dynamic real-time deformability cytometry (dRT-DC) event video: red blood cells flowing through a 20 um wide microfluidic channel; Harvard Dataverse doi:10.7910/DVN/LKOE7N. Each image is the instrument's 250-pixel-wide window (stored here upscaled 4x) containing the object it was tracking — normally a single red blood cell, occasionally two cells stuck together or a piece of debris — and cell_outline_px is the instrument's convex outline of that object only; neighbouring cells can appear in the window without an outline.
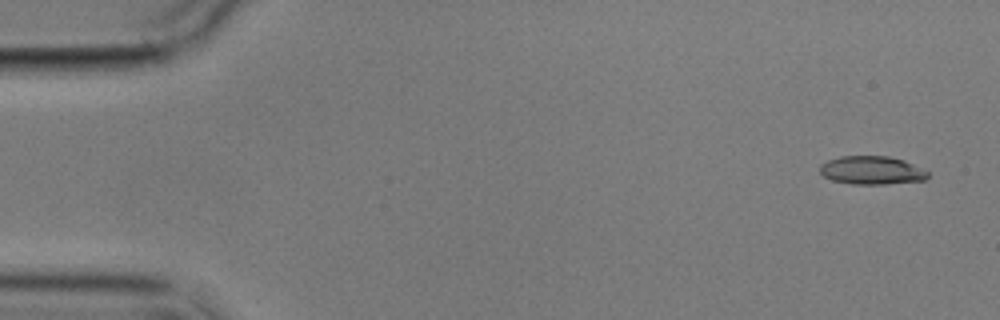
{"species": "common noctule bat (a hibernating species)", "species_latin": "Nyctalus noctula", "temperature_condition": "cold", "stored_images_in_passage": 2, "camera_frame_rate_fps": 3000, "um_per_image_px": 0.085, "animal": {"sex": "male", "body_mass_g": 17.9}, "frame": {"image": 1, "passage_image": 2, "time_ms": 1.333, "image_size_px": [1000, 320], "cell_outline_px": [[928, 176], [924, 180], [884, 184], [852, 184], [832, 180], [824, 176], [820, 172], [820, 164], [828, 160], [840, 156], [888, 156], [904, 160], [928, 172]], "centroid_in_image_um": [74.07, 14.47], "position_along_channel_um": 10.9, "area_um2": 17.69}}